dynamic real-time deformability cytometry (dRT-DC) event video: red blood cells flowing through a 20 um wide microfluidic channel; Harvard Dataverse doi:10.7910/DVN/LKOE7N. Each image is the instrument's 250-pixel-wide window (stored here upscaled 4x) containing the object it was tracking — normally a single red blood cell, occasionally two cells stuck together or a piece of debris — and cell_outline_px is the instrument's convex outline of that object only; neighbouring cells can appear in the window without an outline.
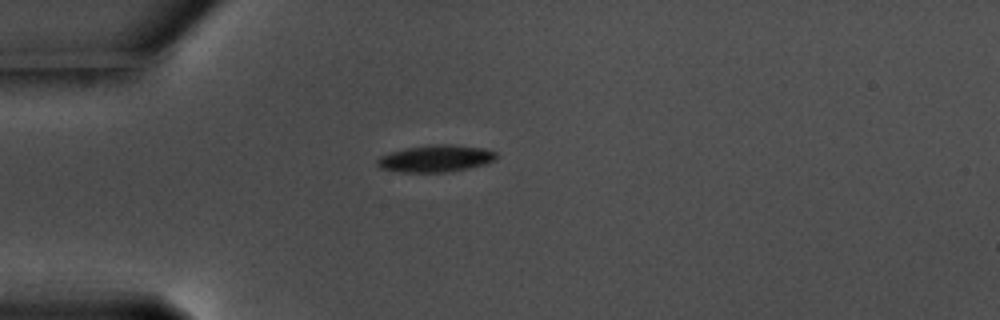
{"species": "common noctule bat (a hibernating species)", "species_latin": "Nyctalus noctula", "temperature_condition": "warm", "stored_images_in_passage": 43, "camera_frame_rate_fps": 3000, "um_per_image_px": 0.085, "animal": {"sex": "male", "body_mass_g": 17.5, "forearm_length_mm": 52.3}, "frame": {"image": 1, "passage_image": 1, "time_ms": 0.0, "image_size_px": [1000, 320], "cell_outline_px": [[496, 156], [492, 160], [484, 164], [468, 168], [444, 172], [400, 172], [380, 168], [376, 164], [376, 160], [380, 156], [404, 148], [432, 144], [452, 144], [484, 148], [496, 152]], "centroid_in_image_um": [36.99, 13.46], "position_along_channel_um": 48.0, "area_um2": 18.61}}
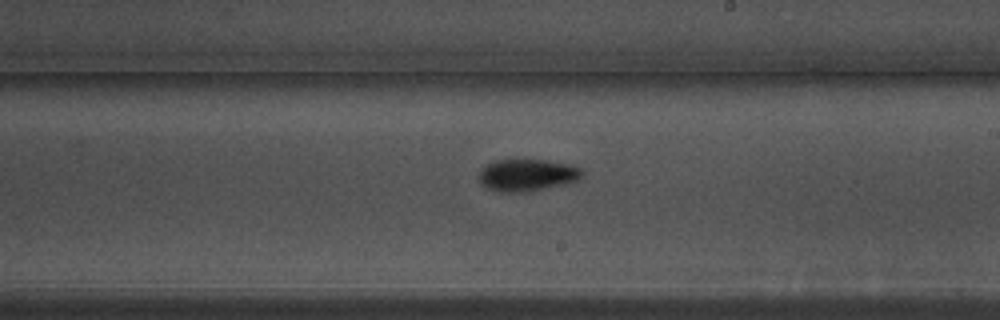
{"frame": {"image": 2, "passage_image": 19, "time_ms": 6.0, "image_size_px": [1000, 320], "cell_outline_px": [[584, 176], [576, 180], [560, 184], [524, 192], [500, 192], [488, 188], [480, 184], [480, 168], [496, 160], [544, 160], [568, 164], [584, 168]], "centroid_in_image_um": [44.8, 14.87], "position_along_channel_um": 244.2, "area_um2": 19.02}}
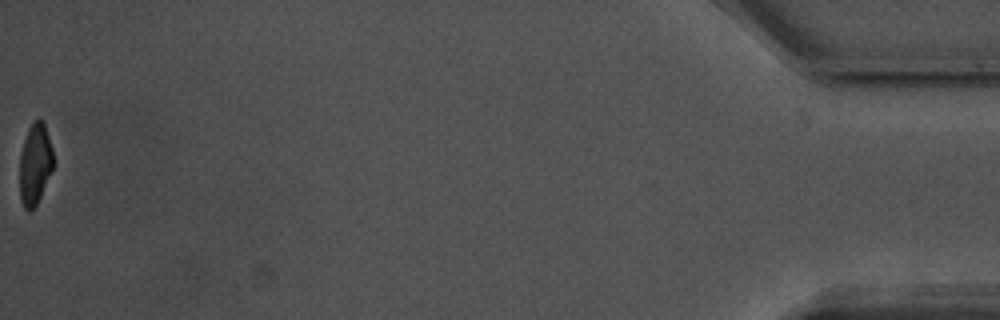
{"frame": {"image": 3, "passage_image": 43, "time_ms": 14.0, "image_size_px": [1000, 320], "cell_outline_px": [[52, 168], [40, 196], [36, 204], [28, 212], [24, 208], [20, 200], [20, 152], [28, 128], [32, 120], [44, 120], [52, 148]], "centroid_in_image_um": [2.95, 13.9], "position_along_channel_um": 432.2, "area_um2": 15.72}, "authors_computed_cell_mechanics": {"area_um2": 18.5538, "velocity_mm_per_s": 3.5653, "shape_relaxation_time_tau1_ms": 3.5182, "shape_relaxation_time_tau2_ms": 5.0355, "deformation_change_tau1": 0.1334, "deformation_change_tau2": 0.1036}}